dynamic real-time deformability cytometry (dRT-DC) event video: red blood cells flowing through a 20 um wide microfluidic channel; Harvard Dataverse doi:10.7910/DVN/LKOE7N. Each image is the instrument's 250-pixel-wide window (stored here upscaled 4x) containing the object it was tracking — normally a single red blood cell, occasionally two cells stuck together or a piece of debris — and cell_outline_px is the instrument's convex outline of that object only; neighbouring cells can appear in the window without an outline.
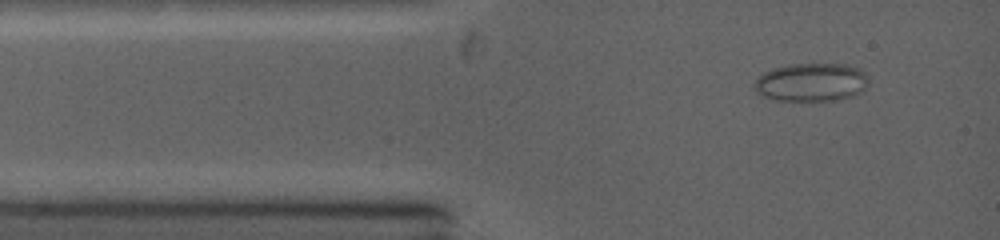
{"species": "common noctule bat (a hibernating species)", "species_latin": "Nyctalus noctula", "temperature_condition": "warm", "stored_images_in_passage": 25, "camera_frame_rate_fps": 5000, "um_per_image_px": 0.085, "animal": {"sex": "female", "body_mass_g": 19.0, "forearm_length_mm": 53.3}, "frame": {"image": 1, "passage_image": 1, "time_ms": 0.0, "image_size_px": [1000, 240], "cell_outline_px": [[864, 80], [856, 92], [848, 96], [836, 100], [776, 100], [764, 96], [756, 88], [756, 80], [760, 76], [776, 68], [792, 64], [836, 64], [856, 68], [864, 76]], "centroid_in_image_um": [68.86, 6.99], "position_along_channel_um": 16.1, "area_um2": 23.81}}
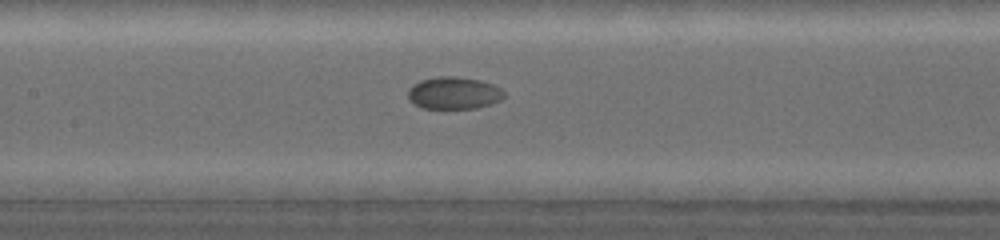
{"frame": {"image": 2, "passage_image": 11, "time_ms": 4.6, "image_size_px": [1000, 240], "cell_outline_px": [[504, 96], [500, 100], [476, 108], [424, 108], [416, 104], [408, 96], [408, 92], [416, 84], [424, 80], [440, 76], [452, 76], [476, 80], [492, 84], [500, 88], [504, 92]], "centroid_in_image_um": [38.61, 7.91], "position_along_channel_um": 168.8, "area_um2": 17.34}}
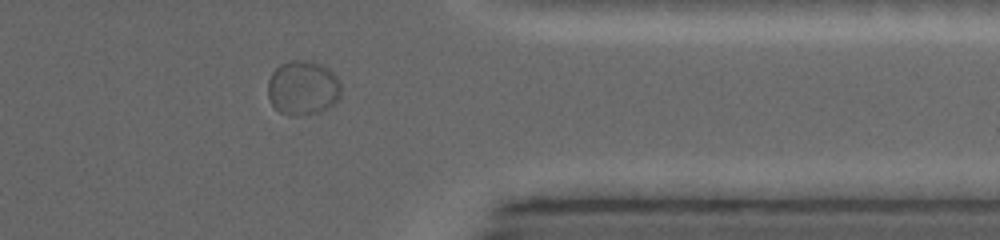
{"frame": {"image": 3, "passage_image": 21, "time_ms": 10.2, "image_size_px": [1000, 240], "cell_outline_px": [[340, 96], [328, 108], [320, 112], [300, 116], [288, 116], [280, 112], [272, 104], [268, 96], [268, 80], [272, 72], [280, 64], [288, 60], [312, 60], [328, 68], [336, 76], [340, 84]], "centroid_in_image_um": [25.72, 7.46], "position_along_channel_um": 385.7, "area_um2": 23.47}, "authors_computed_cell_mechanics": {"area_um2": 18.207, "velocity_mm_per_s": 4.021, "shape_relaxation_time_tau1_ms": 1.6713, "shape_relaxation_time_tau2_ms": 0.6799, "deformation_change_tau1": 0.0259, "deformation_change_tau2": 0.0237}}